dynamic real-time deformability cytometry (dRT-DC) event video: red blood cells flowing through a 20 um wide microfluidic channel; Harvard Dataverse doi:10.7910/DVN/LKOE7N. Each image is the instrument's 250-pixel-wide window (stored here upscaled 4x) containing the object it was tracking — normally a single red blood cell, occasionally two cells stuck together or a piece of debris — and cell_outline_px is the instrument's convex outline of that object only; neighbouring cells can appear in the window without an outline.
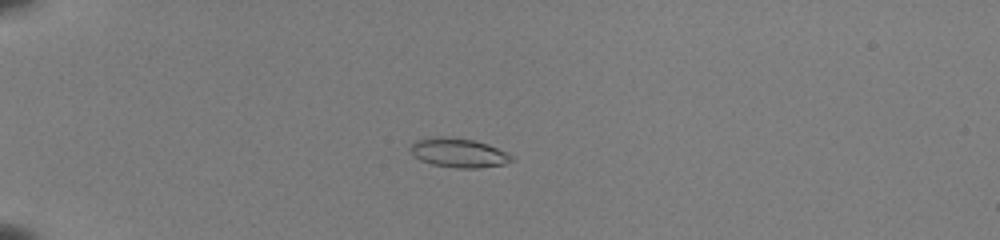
{"species": "common noctule bat (a hibernating species)", "species_latin": "Nyctalus noctula", "temperature_condition": "room temperature", "stored_images_in_passage": 53, "camera_frame_rate_fps": 3000, "um_per_image_px": 0.085, "animal": {"sex": "female", "body_mass_g": 22.0, "forearm_length_mm": 56.7}, "frame": {"image": 1, "passage_image": 16, "time_ms": 5.0, "image_size_px": [1000, 240], "cell_outline_px": [[516, 160], [504, 164], [480, 168], [456, 168], [432, 164], [420, 160], [408, 148], [416, 140], [428, 136], [452, 136], [476, 140], [488, 144], [508, 152], [516, 156]], "centroid_in_image_um": [39.03, 12.97], "position_along_channel_um": 46.0, "area_um2": 17.74}}
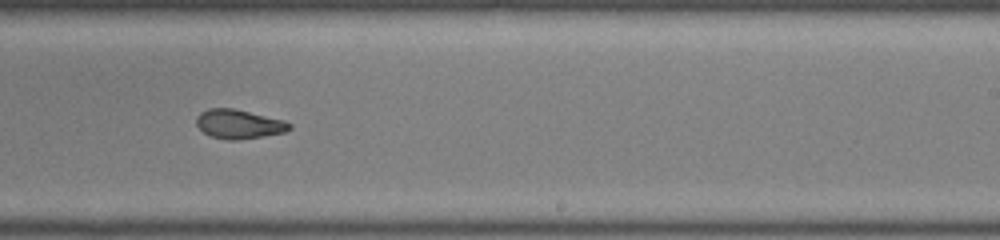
{"frame": {"image": 2, "passage_image": 36, "time_ms": 11.667, "image_size_px": [1000, 240], "cell_outline_px": [[292, 128], [284, 132], [264, 136], [236, 140], [228, 140], [208, 136], [196, 124], [196, 116], [200, 112], [208, 108], [232, 108], [284, 120], [292, 124]], "centroid_in_image_um": [20.28, 10.55], "position_along_channel_um": 268.7, "area_um2": 15.84}}
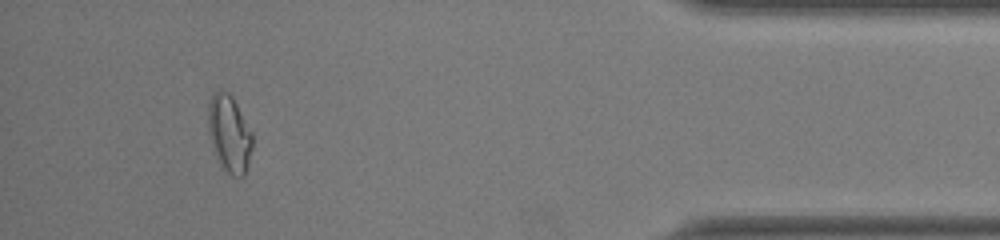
{"frame": {"image": 3, "passage_image": 50, "time_ms": 16.333, "image_size_px": [1000, 240], "cell_outline_px": [[252, 148], [248, 164], [244, 176], [232, 176], [220, 164], [216, 156], [208, 132], [208, 104], [212, 92], [220, 88], [228, 92], [232, 96], [252, 132]], "centroid_in_image_um": [19.48, 11.32], "position_along_channel_um": 415.7, "area_um2": 19.94}, "authors_computed_cell_mechanics": {"area_um2": 17.2822, "velocity_mm_per_s": 4.0005, "shape_relaxation_time_tau1_ms": 7.0152, "shape_relaxation_time_tau2_ms": 2.4438, "deformation_change_tau1": 0.2086, "deformation_change_tau2": 0.0627}}